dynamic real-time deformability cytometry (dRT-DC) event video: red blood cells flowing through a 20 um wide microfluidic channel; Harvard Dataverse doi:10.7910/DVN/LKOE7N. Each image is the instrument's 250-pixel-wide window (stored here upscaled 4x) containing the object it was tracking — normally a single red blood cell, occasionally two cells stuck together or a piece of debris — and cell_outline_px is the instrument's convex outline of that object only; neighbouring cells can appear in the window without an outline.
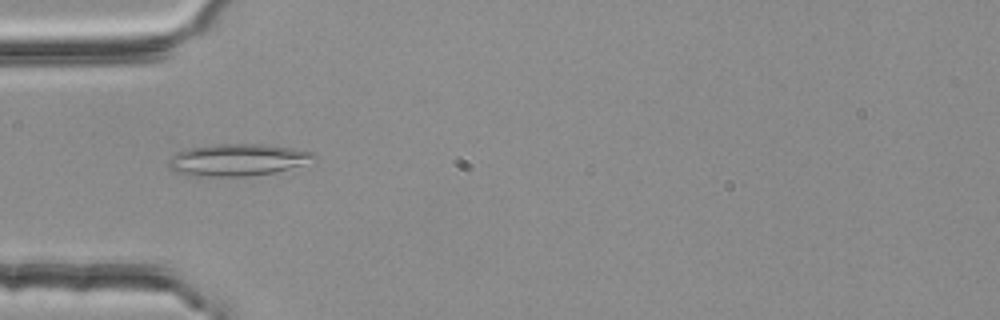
{"species": "common noctule bat (a hibernating species)", "species_latin": "Nyctalus noctula", "temperature_condition": "room temperature", "stored_images_in_passage": 47, "camera_frame_rate_fps": 3000, "um_per_image_px": 0.085, "animal": {"sex": "female", "body_mass_g": 25.1}, "frame": {"image": 1, "passage_image": 16, "time_ms": 5.0, "image_size_px": [1000, 320], "cell_outline_px": [[316, 156], [300, 164], [288, 168], [272, 172], [240, 176], [196, 176], [176, 172], [168, 168], [168, 160], [172, 156], [184, 148], [212, 144], [264, 144], [296, 148], [312, 152]], "centroid_in_image_um": [20.08, 13.56], "position_along_channel_um": 64.9, "area_um2": 26.76}}
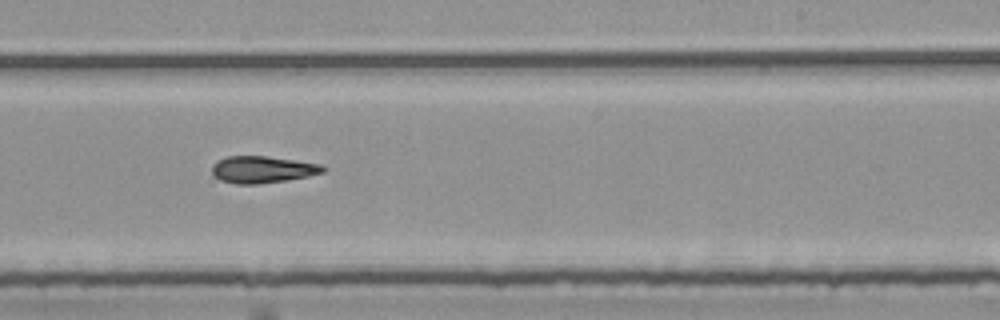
{"frame": {"image": 2, "passage_image": 32, "time_ms": 10.333, "image_size_px": [1000, 320], "cell_outline_px": [[328, 168], [324, 172], [308, 176], [288, 180], [256, 184], [236, 184], [220, 180], [212, 172], [212, 164], [216, 160], [224, 156], [268, 156], [320, 164]], "centroid_in_image_um": [22.3, 14.4], "position_along_channel_um": 266.7, "area_um2": 17.51}}
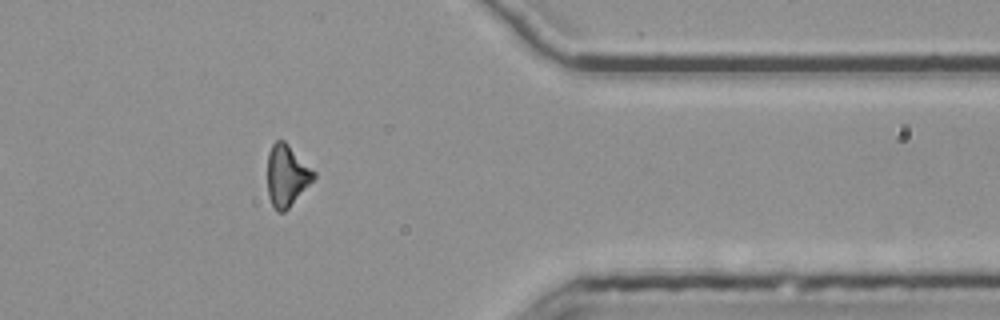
{"frame": {"image": 3, "passage_image": 43, "time_ms": 14.0, "image_size_px": [1000, 320], "cell_outline_px": [[316, 176], [288, 208], [284, 212], [276, 212], [268, 196], [268, 152], [272, 144], [276, 140], [284, 140], [316, 172]], "centroid_in_image_um": [24.36, 14.91], "position_along_channel_um": 387.0, "area_um2": 16.42}}